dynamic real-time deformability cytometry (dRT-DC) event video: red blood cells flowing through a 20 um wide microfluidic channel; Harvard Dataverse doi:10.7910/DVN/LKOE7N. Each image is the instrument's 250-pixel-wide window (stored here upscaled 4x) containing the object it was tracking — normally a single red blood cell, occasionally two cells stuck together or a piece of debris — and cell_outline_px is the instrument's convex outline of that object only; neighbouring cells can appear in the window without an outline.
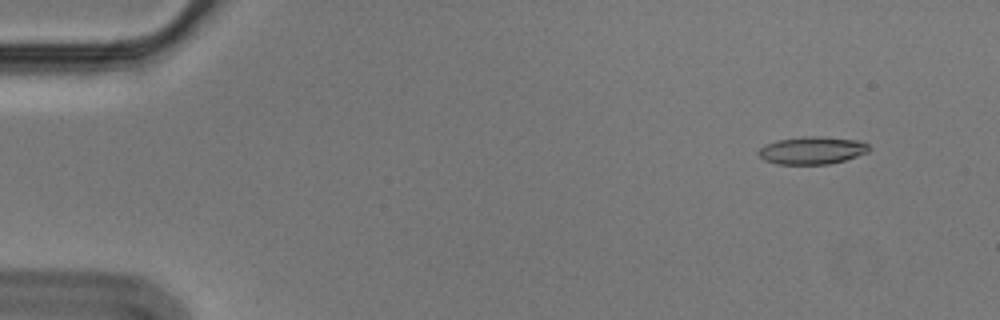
{"species": "Egyptian fruit bat (a non-hibernating species)", "species_latin": "Rousettus aegyptiacus", "temperature_condition": "cold", "stored_images_in_passage": 56, "camera_frame_rate_fps": 3000, "um_per_image_px": 0.085, "animal": {"sex": "male"}, "frame": {"image": 1, "passage_image": 5, "time_ms": 1.333, "image_size_px": [1000, 320], "cell_outline_px": [[872, 148], [868, 152], [844, 160], [828, 164], [776, 164], [764, 160], [756, 152], [760, 148], [776, 140], [804, 136], [820, 136], [856, 140], [868, 144]], "centroid_in_image_um": [69.02, 12.78], "position_along_channel_um": 16.0, "area_um2": 17.74}}
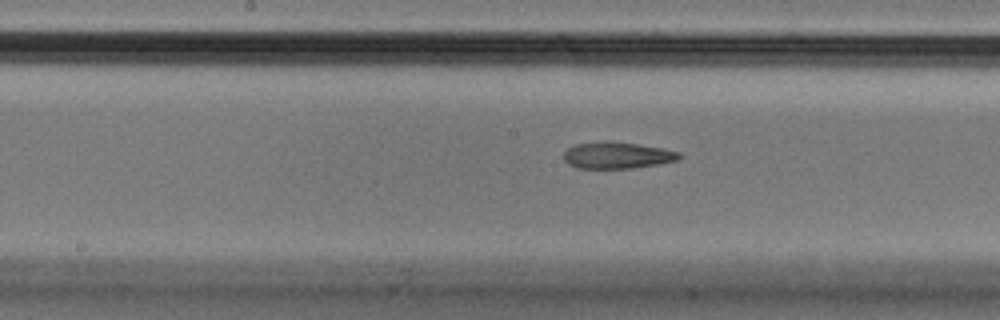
{"frame": {"image": 2, "passage_image": 29, "time_ms": 9.333, "image_size_px": [1000, 320], "cell_outline_px": [[680, 160], [660, 164], [632, 168], [576, 168], [568, 164], [564, 160], [564, 152], [568, 148], [576, 144], [604, 140], [636, 144], [664, 148], [680, 152]], "centroid_in_image_um": [52.47, 13.2], "position_along_channel_um": 195.7, "area_um2": 18.03}}
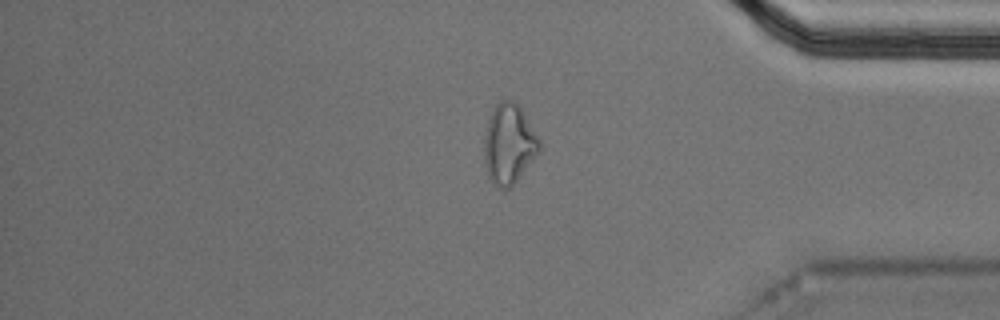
{"frame": {"image": 3, "passage_image": 47, "time_ms": 15.333, "image_size_px": [1000, 320], "cell_outline_px": [[540, 152], [512, 188], [496, 188], [488, 176], [484, 160], [484, 136], [488, 120], [496, 104], [500, 100], [512, 100], [520, 108], [540, 140]], "centroid_in_image_um": [43.26, 12.3], "position_along_channel_um": 391.9, "area_um2": 25.78}}